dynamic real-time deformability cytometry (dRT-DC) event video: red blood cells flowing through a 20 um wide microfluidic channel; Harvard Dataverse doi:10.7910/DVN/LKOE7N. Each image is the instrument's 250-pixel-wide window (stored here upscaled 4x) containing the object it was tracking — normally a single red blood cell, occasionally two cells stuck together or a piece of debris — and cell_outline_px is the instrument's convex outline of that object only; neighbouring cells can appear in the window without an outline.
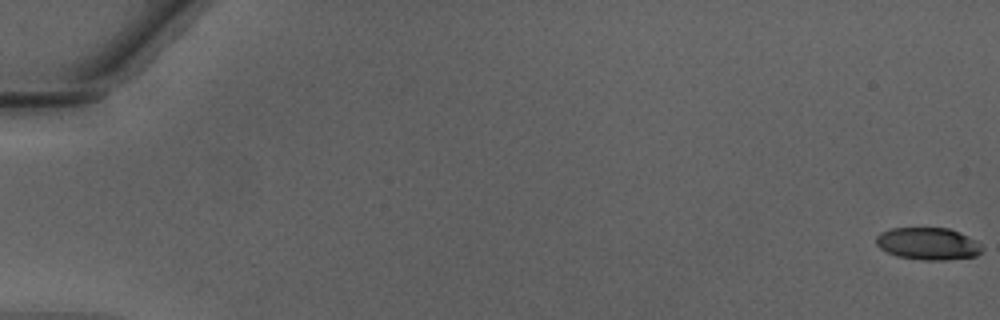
{"species": "Egyptian fruit bat (a non-hibernating species)", "species_latin": "Rousettus aegyptiacus", "temperature_condition": "warm", "stored_images_in_passage": 48, "camera_frame_rate_fps": 3000, "um_per_image_px": 0.085, "animal": {"sex": "male"}, "frame": {"image": 1, "passage_image": 1, "time_ms": 0.0, "image_size_px": [1000, 320], "cell_outline_px": [[984, 248], [976, 256], [944, 260], [924, 260], [896, 256], [880, 248], [876, 244], [876, 236], [880, 232], [892, 228], [948, 228], [960, 232], [976, 240]], "centroid_in_image_um": [78.88, 20.71], "position_along_channel_um": 6.1, "area_um2": 19.94}}
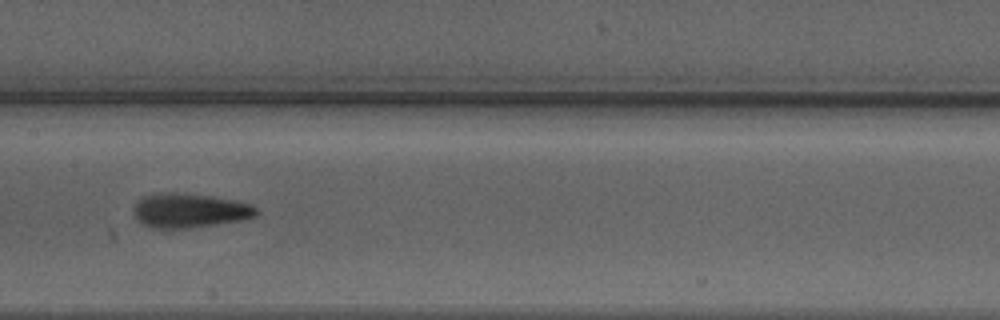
{"frame": {"image": 2, "passage_image": 27, "time_ms": 8.667, "image_size_px": [1000, 320], "cell_outline_px": [[260, 212], [256, 216], [240, 220], [216, 224], [188, 228], [152, 228], [144, 224], [132, 212], [136, 204], [144, 196], [204, 196], [232, 200], [248, 204], [256, 208]], "centroid_in_image_um": [16.17, 17.96], "position_along_channel_um": 191.2, "area_um2": 22.95}}
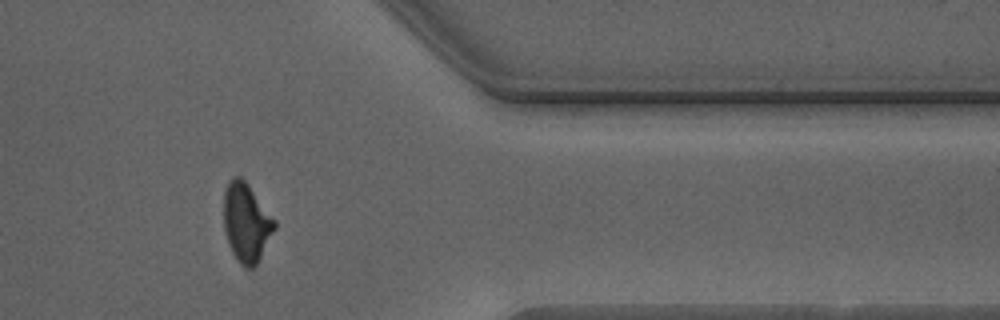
{"frame": {"image": 3, "passage_image": 42, "time_ms": 13.667, "image_size_px": [1000, 320], "cell_outline_px": [[276, 228], [256, 264], [252, 268], [244, 268], [236, 260], [228, 244], [224, 232], [224, 192], [228, 180], [232, 176], [240, 176], [248, 184], [276, 220]], "centroid_in_image_um": [20.92, 18.9], "position_along_channel_um": 390.5, "area_um2": 23.47}, "authors_computed_cell_mechanics": {"area_um2": 22.5998, "velocity_mm_per_s": 4.2999, "shape_relaxation_time_tau1_ms": 4.1177, "shape_relaxation_time_tau2_ms": 1.8459, "deformation_change_tau1": 0.155, "deformation_change_tau2": 0.1045}}